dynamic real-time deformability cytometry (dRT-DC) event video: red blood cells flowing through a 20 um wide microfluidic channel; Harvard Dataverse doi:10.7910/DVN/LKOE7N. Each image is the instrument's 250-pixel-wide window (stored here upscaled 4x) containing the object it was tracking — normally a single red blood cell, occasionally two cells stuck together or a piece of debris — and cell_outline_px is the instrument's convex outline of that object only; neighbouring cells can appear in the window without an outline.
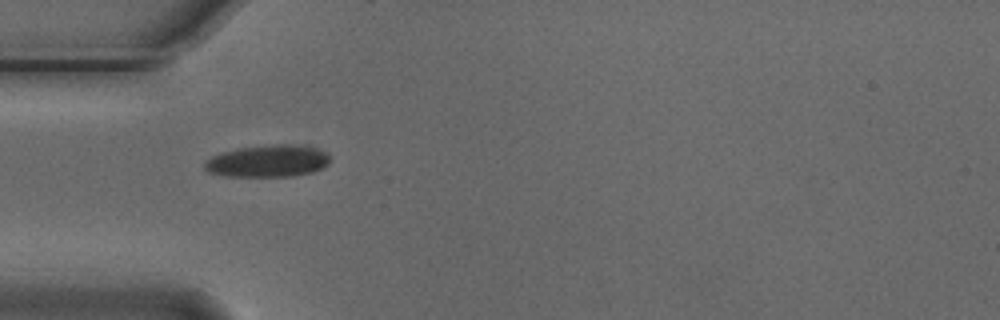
{"species": "Egyptian fruit bat (a non-hibernating species)", "species_latin": "Rousettus aegyptiacus", "temperature_condition": "cold", "stored_images_in_passage": 2, "camera_frame_rate_fps": 3000, "um_per_image_px": 0.085, "animal": {"sex": "male"}, "frame": {"image": 1, "passage_image": 1, "time_ms": 0.0, "image_size_px": [1000, 320], "cell_outline_px": [[328, 164], [324, 168], [312, 172], [292, 176], [224, 176], [208, 172], [204, 168], [204, 160], [220, 152], [240, 148], [272, 144], [292, 144], [316, 148], [328, 152]], "centroid_in_image_um": [22.75, 13.69], "position_along_channel_um": 62.3, "area_um2": 23.58}}
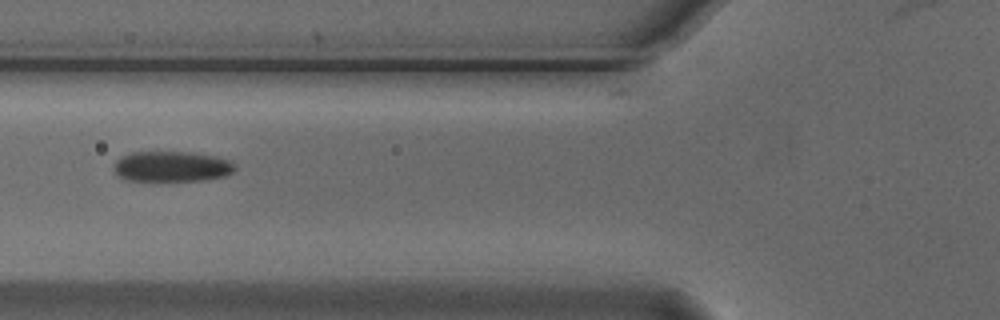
{"frame": {"image": 2, "passage_image": 2, "time_ms": 0.333, "image_size_px": [1000, 320], "cell_outline_px": [[236, 168], [232, 172], [224, 176], [204, 180], [128, 180], [116, 176], [112, 168], [116, 160], [120, 156], [132, 152], [192, 152], [216, 156], [232, 160], [236, 164]], "centroid_in_image_um": [14.59, 14.14], "position_along_channel_um": 111.2, "area_um2": 21.73}}